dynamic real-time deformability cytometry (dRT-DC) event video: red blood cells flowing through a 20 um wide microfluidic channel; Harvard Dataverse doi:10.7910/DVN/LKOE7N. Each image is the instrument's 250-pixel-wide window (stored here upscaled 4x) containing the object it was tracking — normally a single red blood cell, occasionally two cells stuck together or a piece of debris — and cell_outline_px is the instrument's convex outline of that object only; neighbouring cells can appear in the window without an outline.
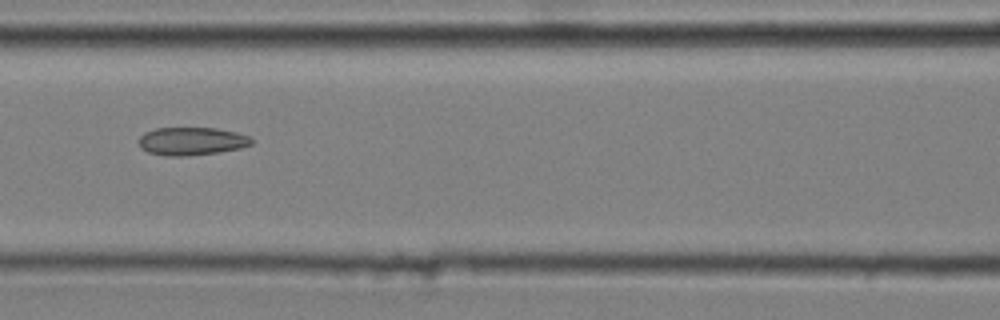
{"species": "common noctule bat (a hibernating species)", "species_latin": "Nyctalus noctula", "temperature_condition": "cold", "stored_images_in_passage": 7, "camera_frame_rate_fps": 3000, "um_per_image_px": 0.085, "animal": {"sex": "male", "body_mass_g": 20.4}, "frame": {"image": 1, "passage_image": 7, "time_ms": 2.0, "image_size_px": [1000, 320], "cell_outline_px": [[252, 144], [240, 148], [216, 152], [188, 156], [164, 156], [148, 152], [140, 148], [140, 136], [144, 132], [156, 128], [216, 128], [236, 132], [252, 136]], "centroid_in_image_um": [16.29, 12.0], "position_along_channel_um": 150.3, "area_um2": 18.44}}